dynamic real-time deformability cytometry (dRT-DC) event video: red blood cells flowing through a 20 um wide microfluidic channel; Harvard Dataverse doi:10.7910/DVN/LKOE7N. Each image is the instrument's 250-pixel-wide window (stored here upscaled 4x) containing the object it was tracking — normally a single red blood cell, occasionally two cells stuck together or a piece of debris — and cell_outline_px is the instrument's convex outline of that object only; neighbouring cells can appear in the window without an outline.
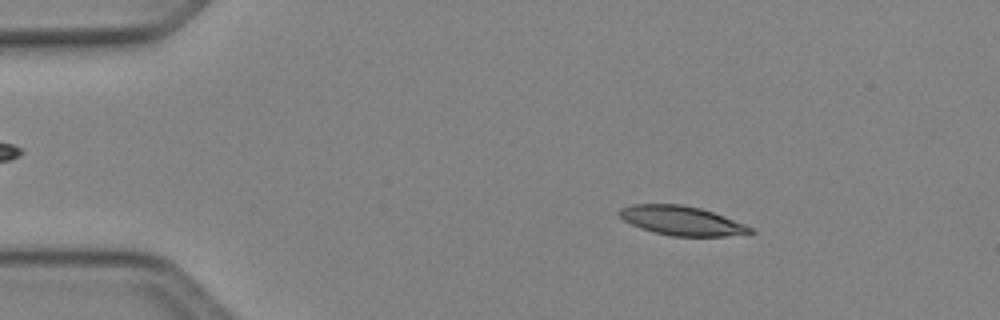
{"species": "Egyptian fruit bat (a non-hibernating species)", "species_latin": "Rousettus aegyptiacus", "temperature_condition": "cold", "stored_images_in_passage": 51, "camera_frame_rate_fps": 3000, "um_per_image_px": 0.085, "animal": {"sex": "female"}, "frame": {"image": 1, "passage_image": 9, "time_ms": 2.667, "image_size_px": [1000, 320], "cell_outline_px": [[756, 232], [724, 236], [672, 236], [640, 228], [624, 220], [616, 212], [620, 208], [632, 204], [680, 204], [700, 208], [724, 216], [744, 224], [752, 228]], "centroid_in_image_um": [57.91, 18.75], "position_along_channel_um": 27.1, "area_um2": 22.08}}
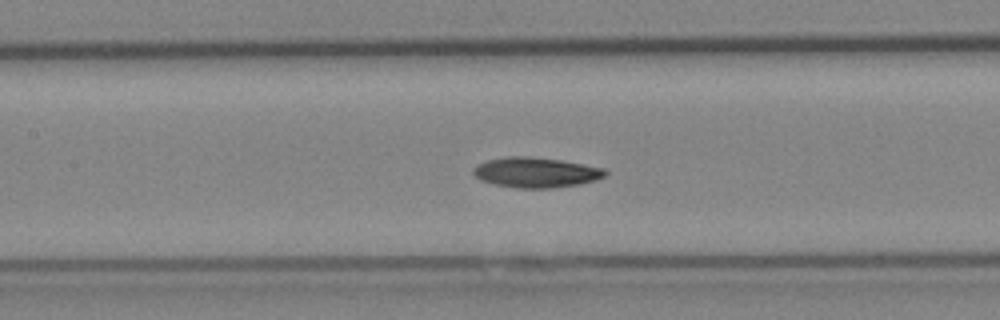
{"frame": {"image": 2, "passage_image": 24, "time_ms": 7.667, "image_size_px": [1000, 320], "cell_outline_px": [[608, 172], [604, 176], [596, 180], [580, 184], [552, 188], [516, 188], [492, 184], [480, 180], [472, 172], [472, 168], [488, 160], [504, 156], [524, 156], [560, 160], [604, 168]], "centroid_in_image_um": [45.53, 14.66], "position_along_channel_um": 161.9, "area_um2": 23.18}}
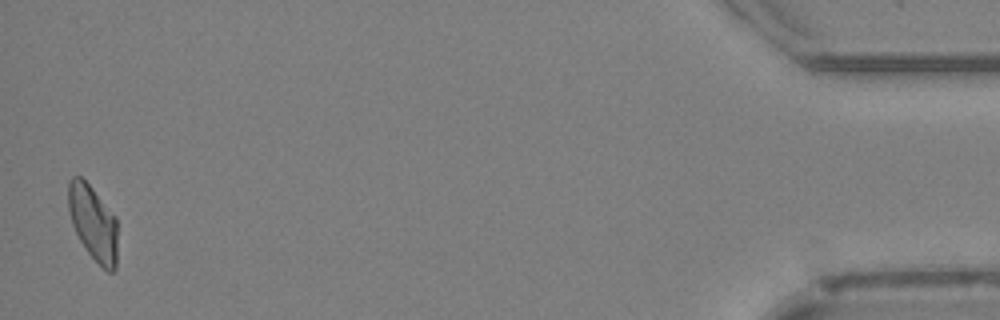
{"frame": {"image": 3, "passage_image": 50, "time_ms": 16.333, "image_size_px": [1000, 320], "cell_outline_px": [[116, 268], [112, 272], [108, 272], [88, 252], [80, 240], [72, 224], [68, 208], [68, 180], [72, 176], [80, 176], [92, 188], [116, 216]], "centroid_in_image_um": [7.9, 18.91], "position_along_channel_um": 427.3, "area_um2": 21.27}, "authors_computed_cell_mechanics": {"area_um2": 22.4264, "velocity_mm_per_s": 4.0854, "shape_relaxation_time_tau1_ms": 6.3551, "shape_relaxation_time_tau2_ms": null, "deformation_change_tau1": 0.1481, "deformation_change_tau2": null}}